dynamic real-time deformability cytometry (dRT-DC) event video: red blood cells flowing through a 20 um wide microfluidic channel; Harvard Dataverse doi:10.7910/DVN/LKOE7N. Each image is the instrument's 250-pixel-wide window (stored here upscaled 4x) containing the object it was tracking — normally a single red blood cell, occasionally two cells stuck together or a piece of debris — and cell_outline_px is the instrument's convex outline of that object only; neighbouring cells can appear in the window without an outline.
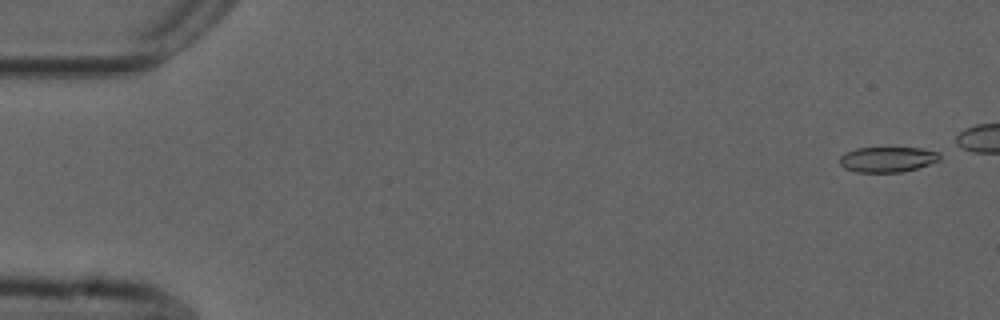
{"species": "common noctule bat (a hibernating species)", "species_latin": "Nyctalus noctula", "temperature_condition": "cold", "stored_images_in_passage": 30, "camera_frame_rate_fps": 3000, "um_per_image_px": 0.085, "animal": {"sex": "male", "forearm_length_mm": 52.5}, "frame": {"image": 1, "passage_image": 1, "time_ms": 0.0, "image_size_px": [1000, 320], "cell_outline_px": [[940, 160], [916, 168], [900, 172], [856, 172], [844, 168], [840, 164], [840, 156], [844, 152], [856, 148], [920, 148], [936, 152], [940, 156]], "centroid_in_image_um": [75.38, 13.55], "position_along_channel_um": 9.6, "area_um2": 14.62}}
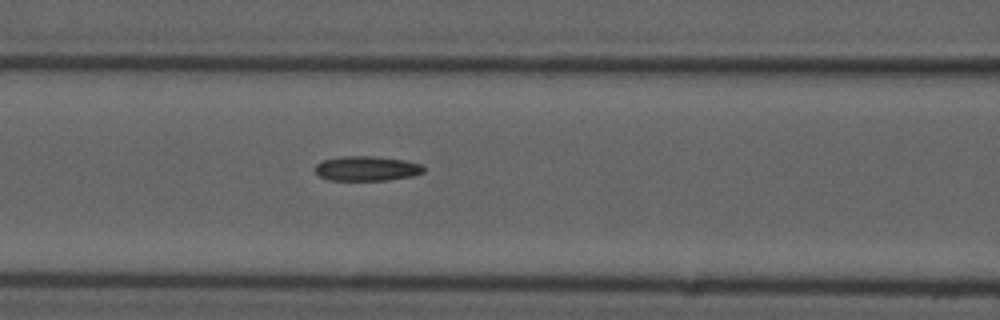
{"frame": {"image": 2, "passage_image": 22, "time_ms": 7.0, "image_size_px": [1000, 320], "cell_outline_px": [[424, 172], [412, 176], [388, 180], [328, 180], [320, 176], [316, 172], [316, 164], [324, 160], [344, 156], [372, 156], [404, 160], [420, 164], [424, 168]], "centroid_in_image_um": [31.18, 14.32], "position_along_channel_um": 135.4, "area_um2": 15.49}}
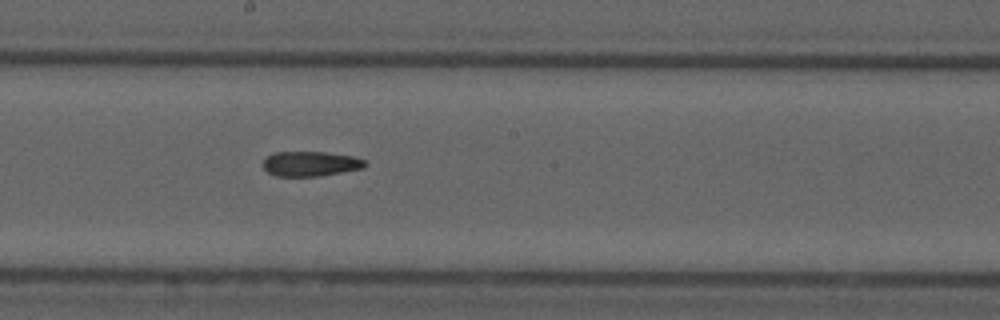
{"frame": {"image": 3, "passage_image": 29, "time_ms": 9.333, "image_size_px": [1000, 320], "cell_outline_px": [[368, 164], [364, 168], [320, 176], [276, 176], [268, 172], [264, 168], [264, 160], [272, 152], [324, 152], [352, 156], [368, 160]], "centroid_in_image_um": [26.44, 13.92], "position_along_channel_um": 221.8, "area_um2": 14.85}}